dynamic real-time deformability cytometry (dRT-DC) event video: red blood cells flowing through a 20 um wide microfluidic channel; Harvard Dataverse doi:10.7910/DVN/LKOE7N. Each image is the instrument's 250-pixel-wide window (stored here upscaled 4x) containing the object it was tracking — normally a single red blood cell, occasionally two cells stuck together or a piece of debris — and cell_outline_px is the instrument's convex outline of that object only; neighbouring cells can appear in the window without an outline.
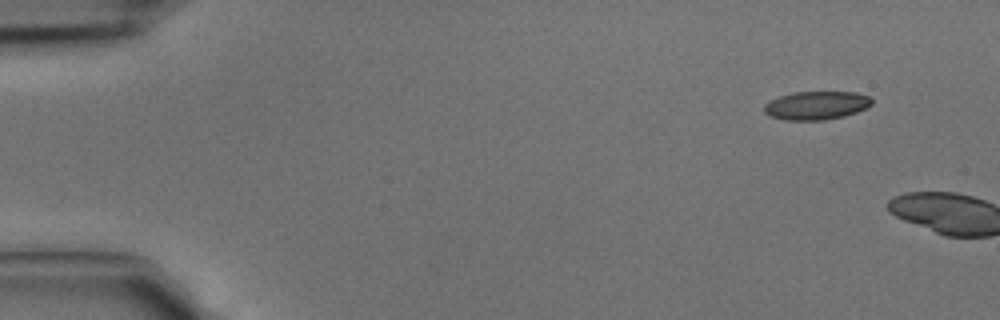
{"species": "common noctule bat (a hibernating species)", "species_latin": "Nyctalus noctula", "temperature_condition": "cold", "stored_images_in_passage": 3, "camera_frame_rate_fps": 3000, "um_per_image_px": 0.085, "animal": {"sex": "male", "body_mass_g": 15.6}, "frame": {"image": 1, "passage_image": 1, "time_ms": 0.0, "image_size_px": [1000, 320], "cell_outline_px": [[872, 104], [868, 108], [844, 116], [824, 120], [784, 120], [768, 116], [764, 112], [764, 104], [768, 100], [792, 92], [856, 92], [868, 96], [872, 100]], "centroid_in_image_um": [69.36, 8.96], "position_along_channel_um": 15.6, "area_um2": 18.03}}